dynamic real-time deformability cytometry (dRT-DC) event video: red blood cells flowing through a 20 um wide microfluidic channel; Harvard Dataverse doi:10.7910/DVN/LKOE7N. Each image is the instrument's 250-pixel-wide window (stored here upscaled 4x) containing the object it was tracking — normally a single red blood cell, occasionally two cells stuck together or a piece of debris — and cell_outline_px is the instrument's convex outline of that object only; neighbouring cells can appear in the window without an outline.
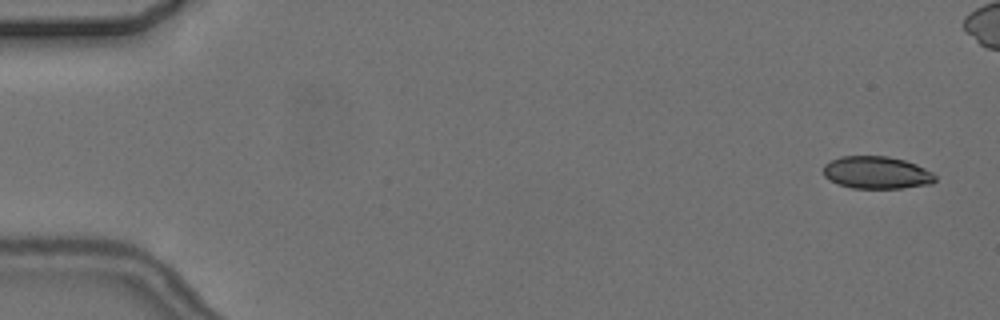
{"species": "common noctule bat (a hibernating species)", "species_latin": "Nyctalus noctula", "temperature_condition": "cold", "stored_images_in_passage": 7, "camera_frame_rate_fps": 3000, "um_per_image_px": 0.085, "animal": {"sex": "female", "body_mass_g": 24.6, "forearm_length_mm": 56.2}, "frame": {"image": 1, "passage_image": 1, "time_ms": 0.0, "image_size_px": [1000, 320], "cell_outline_px": [[936, 180], [932, 184], [900, 188], [852, 188], [840, 184], [824, 176], [824, 164], [840, 156], [888, 156], [904, 160], [916, 164], [932, 172], [936, 176]], "centroid_in_image_um": [74.54, 14.66], "position_along_channel_um": 10.5, "area_um2": 21.04}}
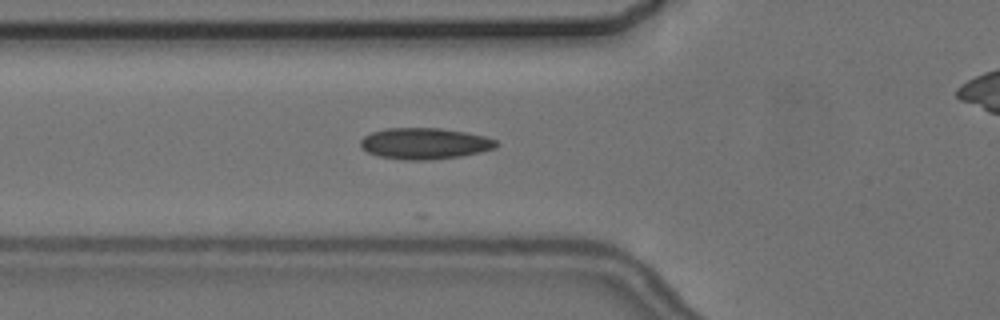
{"frame": {"image": 2, "passage_image": 6, "time_ms": 6.0, "image_size_px": [1000, 320], "cell_outline_px": [[500, 144], [496, 148], [480, 152], [460, 156], [428, 160], [404, 160], [380, 156], [368, 152], [360, 148], [360, 140], [364, 136], [372, 132], [388, 128], [440, 128], [468, 132], [484, 136], [496, 140]], "centroid_in_image_um": [36.11, 12.19], "position_along_channel_um": 89.7, "area_um2": 24.8}}